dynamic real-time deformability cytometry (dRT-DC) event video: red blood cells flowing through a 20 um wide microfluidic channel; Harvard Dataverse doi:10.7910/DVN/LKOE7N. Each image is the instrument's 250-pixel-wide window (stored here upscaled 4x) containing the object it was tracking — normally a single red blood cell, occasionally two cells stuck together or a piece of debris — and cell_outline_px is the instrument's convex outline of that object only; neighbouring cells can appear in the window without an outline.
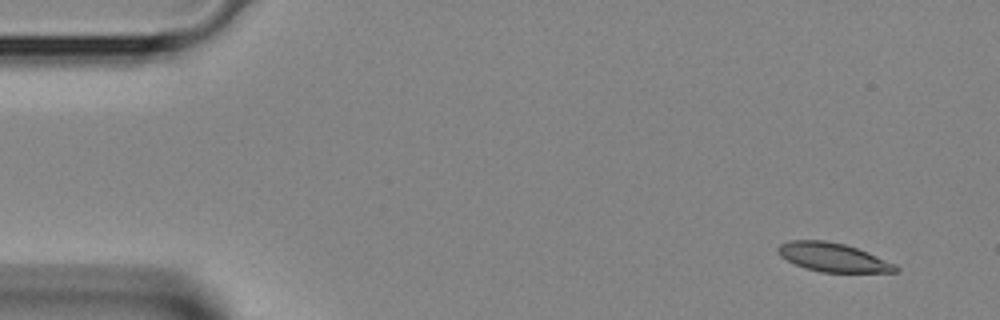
{"species": "Egyptian fruit bat (a non-hibernating species)", "species_latin": "Rousettus aegyptiacus", "temperature_condition": "room temperature", "stored_images_in_passage": 3, "camera_frame_rate_fps": 3000, "um_per_image_px": 0.085, "animal": {"sex": "female"}, "frame": {"image": 1, "passage_image": 1, "time_ms": 0.0, "image_size_px": [1000, 320], "cell_outline_px": [[900, 272], [820, 272], [804, 268], [780, 256], [776, 252], [776, 248], [780, 244], [788, 240], [824, 240], [844, 244], [868, 252], [896, 264], [900, 268]], "centroid_in_image_um": [70.8, 21.87], "position_along_channel_um": 14.2, "area_um2": 19.83}}